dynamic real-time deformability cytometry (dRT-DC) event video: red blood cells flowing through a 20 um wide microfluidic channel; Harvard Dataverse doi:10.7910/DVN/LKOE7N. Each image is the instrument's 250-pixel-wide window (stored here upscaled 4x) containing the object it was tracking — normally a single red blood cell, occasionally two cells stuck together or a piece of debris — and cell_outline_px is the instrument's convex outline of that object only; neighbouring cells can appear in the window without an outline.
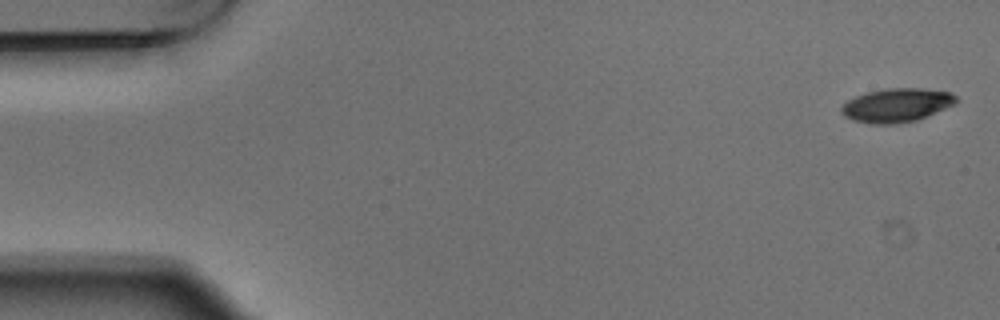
{"species": "Egyptian fruit bat (a non-hibernating species)", "species_latin": "Rousettus aegyptiacus", "temperature_condition": "warm", "stored_images_in_passage": 4, "camera_frame_rate_fps": 3000, "um_per_image_px": 0.085, "animal": {"sex": "male"}, "frame": {"image": 1, "passage_image": 1, "time_ms": 0.0, "image_size_px": [1000, 320], "cell_outline_px": [[956, 104], [928, 116], [916, 120], [896, 124], [872, 124], [852, 120], [844, 116], [840, 112], [840, 108], [848, 100], [856, 96], [868, 92], [884, 88], [924, 88], [952, 92], [956, 96]], "centroid_in_image_um": [76.23, 8.94], "position_along_channel_um": 8.8, "area_um2": 22.77}}
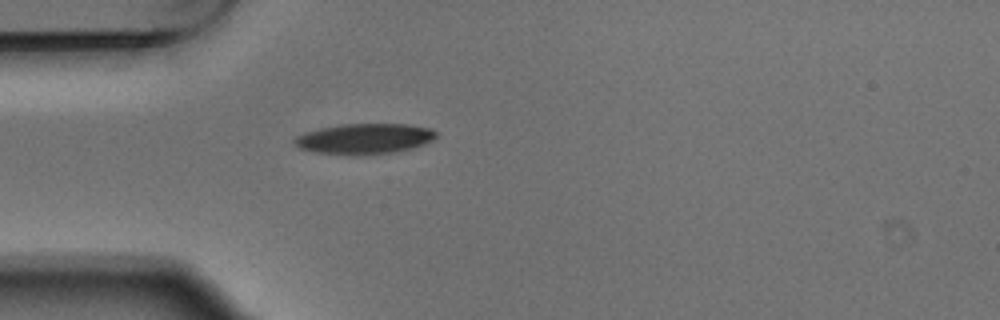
{"frame": {"image": 2, "passage_image": 4, "time_ms": 1.0, "image_size_px": [1000, 320], "cell_outline_px": [[436, 136], [432, 140], [424, 144], [412, 148], [396, 152], [356, 156], [312, 152], [300, 148], [292, 140], [296, 136], [304, 132], [320, 128], [344, 124], [408, 124], [428, 128], [436, 132]], "centroid_in_image_um": [30.94, 11.81], "position_along_channel_um": 54.1, "area_um2": 25.32}}